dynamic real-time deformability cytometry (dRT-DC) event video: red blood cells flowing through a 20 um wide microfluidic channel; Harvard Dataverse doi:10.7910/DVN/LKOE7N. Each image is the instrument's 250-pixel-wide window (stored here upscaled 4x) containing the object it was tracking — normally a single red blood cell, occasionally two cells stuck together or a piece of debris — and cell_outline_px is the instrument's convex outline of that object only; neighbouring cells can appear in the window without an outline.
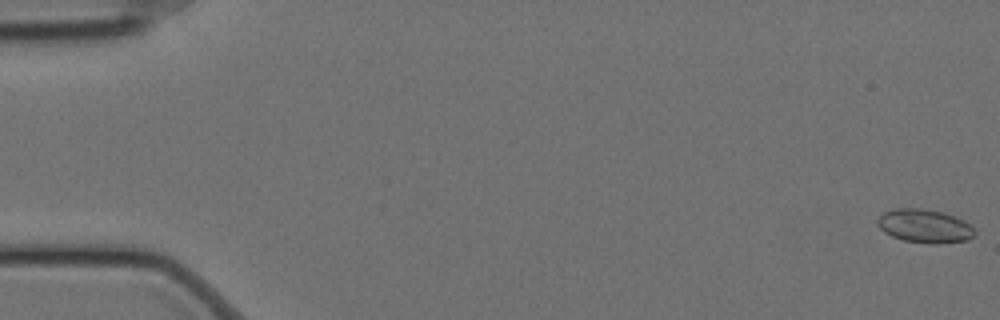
{"species": "Egyptian fruit bat (a non-hibernating species)", "species_latin": "Rousettus aegyptiacus", "temperature_condition": "cold", "stored_images_in_passage": 16, "camera_frame_rate_fps": 3000, "um_per_image_px": 0.085, "animal": {"sex": "female"}, "frame": {"image": 1, "passage_image": 1, "time_ms": 0.0, "image_size_px": [1000, 320], "cell_outline_px": [[976, 236], [968, 240], [940, 244], [932, 244], [904, 240], [892, 236], [884, 232], [876, 224], [876, 220], [884, 212], [892, 208], [920, 208], [944, 212], [964, 220], [976, 232]], "centroid_in_image_um": [78.6, 19.21], "position_along_channel_um": 6.4, "area_um2": 19.19}}
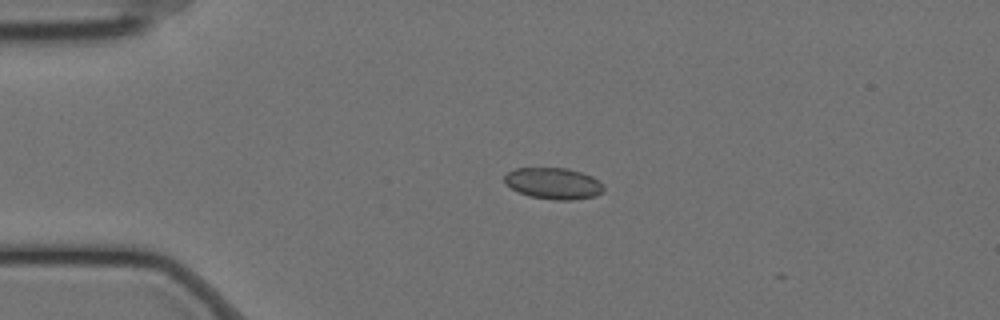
{"frame": {"image": 2, "passage_image": 14, "time_ms": 4.333, "image_size_px": [1000, 320], "cell_outline_px": [[604, 192], [596, 196], [572, 200], [552, 200], [528, 196], [504, 184], [504, 176], [508, 172], [516, 168], [568, 168], [592, 176], [604, 184]], "centroid_in_image_um": [47.06, 15.6], "position_along_channel_um": 37.9, "area_um2": 18.32}}